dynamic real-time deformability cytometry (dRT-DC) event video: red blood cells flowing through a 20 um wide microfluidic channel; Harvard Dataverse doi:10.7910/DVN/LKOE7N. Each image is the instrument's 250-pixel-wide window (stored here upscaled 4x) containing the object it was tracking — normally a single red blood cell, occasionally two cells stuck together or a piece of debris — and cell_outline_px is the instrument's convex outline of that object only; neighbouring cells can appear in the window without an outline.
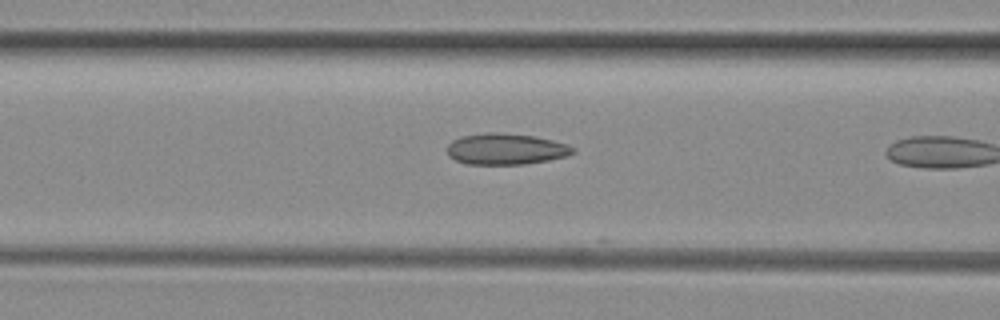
{"species": "common noctule bat (a hibernating species)", "species_latin": "Nyctalus noctula", "temperature_condition": "room temperature", "stored_images_in_passage": 7, "camera_frame_rate_fps": 3000, "um_per_image_px": 0.085, "animal": {"sex": "female", "body_mass_g": 29.2, "forearm_length_mm": 56.3}, "frame": {"image": 1, "passage_image": 6, "time_ms": 1.667, "image_size_px": [1000, 320], "cell_outline_px": [[576, 152], [568, 156], [548, 160], [524, 164], [468, 164], [456, 160], [448, 156], [448, 144], [452, 140], [460, 136], [488, 132], [496, 132], [532, 136], [552, 140], [568, 144], [576, 148]], "centroid_in_image_um": [43.01, 12.66], "position_along_channel_um": 123.6, "area_um2": 22.89}}